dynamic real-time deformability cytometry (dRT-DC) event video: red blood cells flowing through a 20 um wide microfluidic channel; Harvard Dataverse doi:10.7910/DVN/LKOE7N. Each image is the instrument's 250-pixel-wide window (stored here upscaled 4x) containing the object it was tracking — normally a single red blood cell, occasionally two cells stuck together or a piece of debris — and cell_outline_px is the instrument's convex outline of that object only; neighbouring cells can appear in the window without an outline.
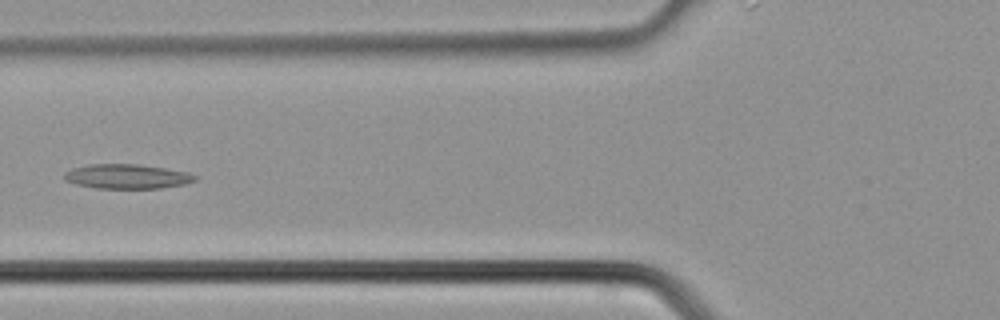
{"species": "common noctule bat (a hibernating species)", "species_latin": "Nyctalus noctula", "temperature_condition": "cold", "stored_images_in_passage": 38, "camera_frame_rate_fps": 3000, "um_per_image_px": 0.085, "animal": {"sex": "male", "body_mass_g": 21.5, "forearm_length_mm": 52.0}, "frame": {"image": 1, "passage_image": 15, "time_ms": 4.667, "image_size_px": [1000, 320], "cell_outline_px": [[200, 176], [196, 180], [184, 184], [160, 188], [96, 188], [76, 184], [64, 180], [64, 172], [72, 168], [88, 164], [136, 164], [164, 168], [188, 172]], "centroid_in_image_um": [10.8, 14.99], "position_along_channel_um": 115.0, "area_um2": 18.73}}
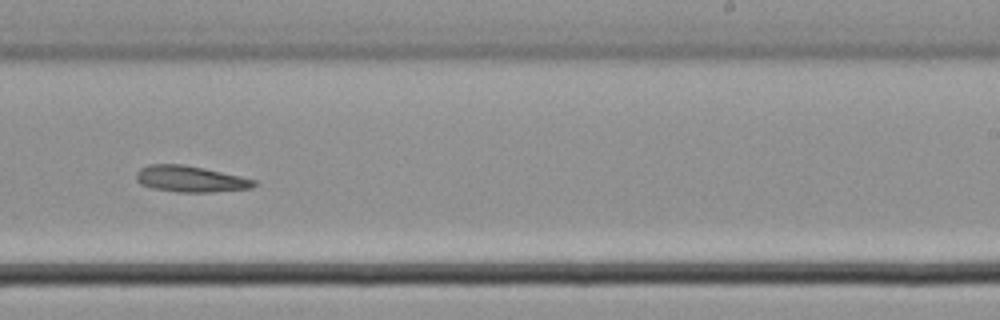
{"frame": {"image": 2, "passage_image": 24, "time_ms": 7.667, "image_size_px": [1000, 320], "cell_outline_px": [[256, 184], [252, 188], [212, 192], [176, 192], [152, 188], [140, 184], [136, 180], [136, 172], [140, 168], [148, 164], [180, 164], [204, 168], [240, 176], [256, 180]], "centroid_in_image_um": [16.15, 15.21], "position_along_channel_um": 272.8, "area_um2": 18.03}}
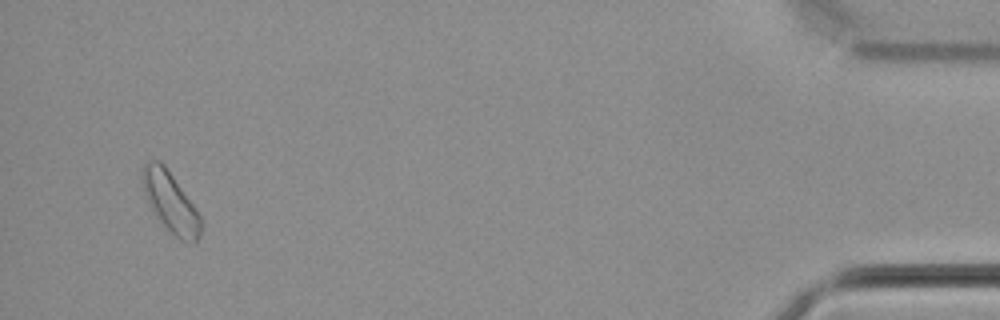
{"frame": {"image": 3, "passage_image": 37, "time_ms": 12.0, "image_size_px": [1000, 320], "cell_outline_px": [[204, 224], [196, 244], [192, 244], [180, 240], [156, 216], [148, 204], [140, 180], [140, 168], [148, 160], [156, 160], [164, 164], [196, 208]], "centroid_in_image_um": [14.48, 17.17], "position_along_channel_um": 420.7, "area_um2": 20.75}}